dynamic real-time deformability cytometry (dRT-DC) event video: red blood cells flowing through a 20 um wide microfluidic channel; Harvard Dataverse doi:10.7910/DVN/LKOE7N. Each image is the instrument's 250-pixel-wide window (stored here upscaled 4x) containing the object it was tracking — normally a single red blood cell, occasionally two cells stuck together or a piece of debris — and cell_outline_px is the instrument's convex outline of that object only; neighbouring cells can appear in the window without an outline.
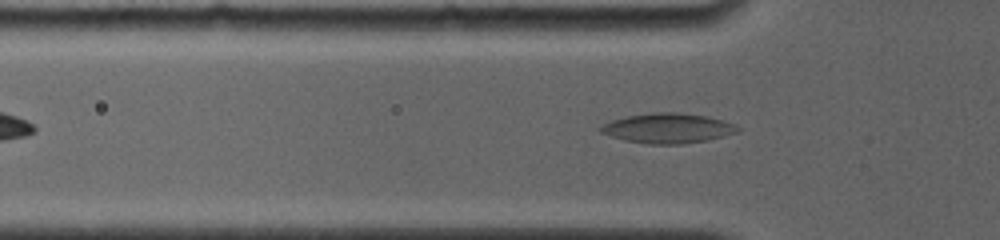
{"species": "common noctule bat (a hibernating species)", "species_latin": "Nyctalus noctula", "temperature_condition": "room temperature", "stored_images_in_passage": 49, "camera_frame_rate_fps": 4000, "um_per_image_px": 0.085, "animal": {"sex": "female", "body_mass_g": 19.0, "forearm_length_mm": 56.7}, "frame": {"image": 1, "passage_image": 12, "time_ms": 2.75, "image_size_px": [1000, 240], "cell_outline_px": [[740, 128], [736, 132], [724, 136], [708, 140], [684, 144], [648, 144], [624, 140], [600, 132], [596, 128], [612, 120], [628, 116], [652, 112], [676, 112], [708, 116], [732, 124]], "centroid_in_image_um": [56.73, 10.9], "position_along_channel_um": 69.1, "area_um2": 23.76}}
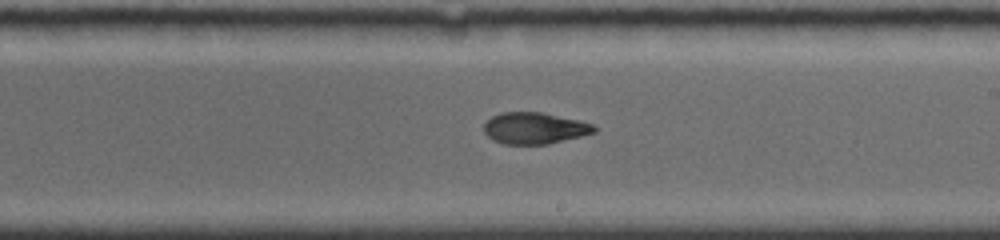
{"frame": {"image": 2, "passage_image": 29, "time_ms": 7.25, "image_size_px": [1000, 240], "cell_outline_px": [[596, 132], [548, 144], [504, 144], [492, 140], [484, 132], [484, 124], [492, 116], [500, 112], [540, 112], [576, 120], [592, 124], [596, 128]], "centroid_in_image_um": [45.39, 10.9], "position_along_channel_um": 243.6, "area_um2": 20.0}}
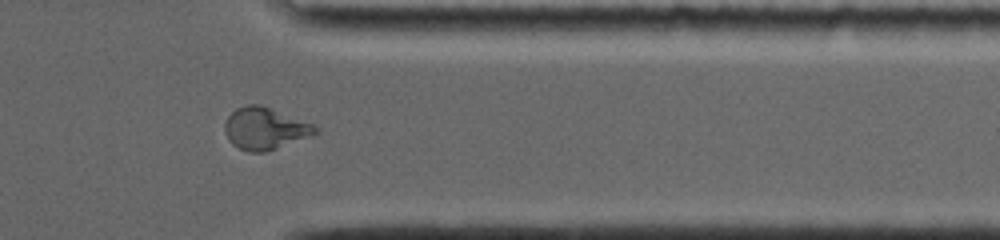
{"frame": {"image": 3, "passage_image": 42, "time_ms": 11.0, "image_size_px": [1000, 240], "cell_outline_px": [[320, 132], [312, 136], [264, 152], [248, 152], [232, 144], [228, 140], [224, 132], [224, 124], [228, 116], [236, 108], [248, 104], [260, 104], [312, 124]], "centroid_in_image_um": [22.49, 10.93], "position_along_channel_um": 388.9, "area_um2": 22.02}}